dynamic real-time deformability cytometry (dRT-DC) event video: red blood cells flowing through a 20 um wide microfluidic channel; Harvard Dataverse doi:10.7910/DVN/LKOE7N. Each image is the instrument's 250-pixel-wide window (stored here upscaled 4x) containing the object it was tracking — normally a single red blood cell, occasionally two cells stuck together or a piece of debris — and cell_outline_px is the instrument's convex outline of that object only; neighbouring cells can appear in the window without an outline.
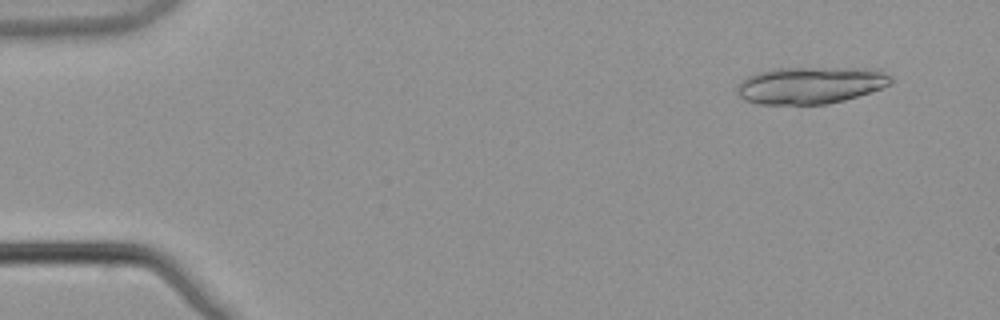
{"species": "common noctule bat (a hibernating species)", "species_latin": "Nyctalus noctula", "temperature_condition": "warm", "stored_images_in_passage": 5, "camera_frame_rate_fps": 3000, "um_per_image_px": 0.085, "animal": {"sex": "male", "body_mass_g": 21.5, "forearm_length_mm": 52.0}, "frame": {"image": 1, "passage_image": 1, "time_ms": 0.0, "image_size_px": [1000, 320], "cell_outline_px": [[892, 84], [844, 100], [828, 104], [756, 104], [744, 100], [736, 92], [736, 84], [740, 80], [756, 72], [772, 68], [880, 68], [892, 76]], "centroid_in_image_um": [68.87, 7.23], "position_along_channel_um": 16.1, "area_um2": 33.64}}